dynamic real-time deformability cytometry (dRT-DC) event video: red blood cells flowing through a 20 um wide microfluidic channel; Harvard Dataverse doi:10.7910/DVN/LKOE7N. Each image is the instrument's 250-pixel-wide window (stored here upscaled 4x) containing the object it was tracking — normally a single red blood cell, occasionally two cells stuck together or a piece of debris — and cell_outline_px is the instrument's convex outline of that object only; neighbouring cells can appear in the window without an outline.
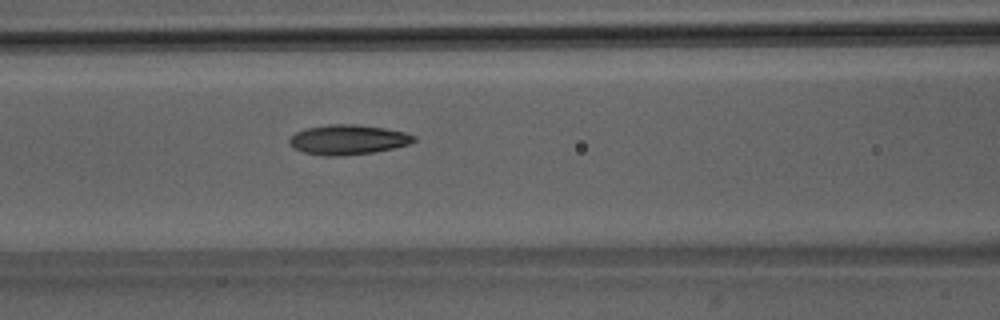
{"species": "Egyptian fruit bat (a non-hibernating species)", "species_latin": "Rousettus aegyptiacus", "temperature_condition": "room temperature", "stored_images_in_passage": 46, "camera_frame_rate_fps": 3000, "um_per_image_px": 0.085, "animal": {"sex": "male"}, "frame": {"image": 1, "passage_image": 17, "time_ms": 5.333, "image_size_px": [1000, 320], "cell_outline_px": [[416, 140], [408, 144], [392, 148], [372, 152], [340, 156], [324, 156], [304, 152], [292, 148], [288, 144], [288, 140], [296, 132], [304, 128], [328, 124], [356, 124], [384, 128], [404, 132], [416, 136]], "centroid_in_image_um": [29.52, 11.86], "position_along_channel_um": 137.1, "area_um2": 21.68}}
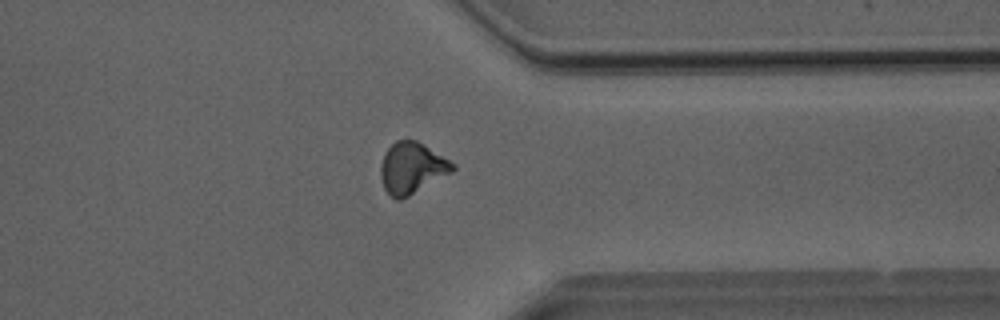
{"frame": {"image": 2, "passage_image": 35, "time_ms": 11.333, "image_size_px": [1000, 320], "cell_outline_px": [[456, 168], [452, 172], [408, 196], [400, 200], [396, 200], [384, 188], [380, 176], [380, 164], [388, 148], [396, 140], [416, 140], [456, 164]], "centroid_in_image_um": [35.0, 14.28], "position_along_channel_um": 376.4, "area_um2": 21.21}}
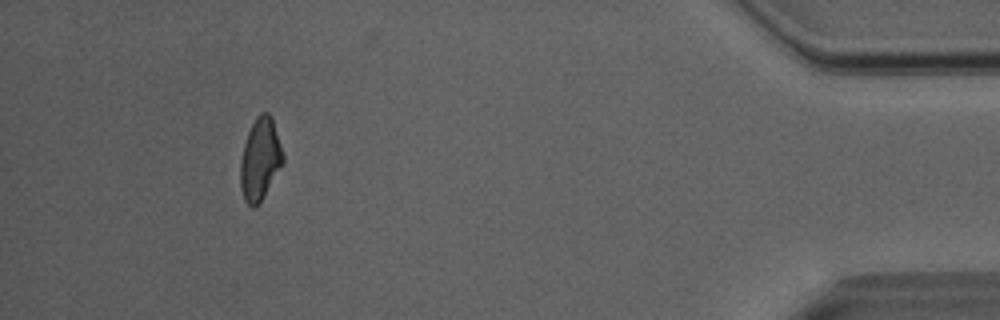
{"frame": {"image": 3, "passage_image": 42, "time_ms": 13.667, "image_size_px": [1000, 320], "cell_outline_px": [[284, 160], [260, 204], [252, 208], [244, 200], [240, 188], [240, 160], [244, 144], [248, 132], [256, 116], [260, 112], [268, 112], [272, 116], [284, 156]], "centroid_in_image_um": [22.1, 13.54], "position_along_channel_um": 413.1, "area_um2": 20.46}, "authors_computed_cell_mechanics": {"area_um2": 20.8369, "velocity_mm_per_s": 4.0556, "shape_relaxation_time_tau1_ms": 7.5908, "shape_relaxation_time_tau2_ms": 2.5071, "deformation_change_tau1": 0.2003, "deformation_change_tau2": 0.0956}}